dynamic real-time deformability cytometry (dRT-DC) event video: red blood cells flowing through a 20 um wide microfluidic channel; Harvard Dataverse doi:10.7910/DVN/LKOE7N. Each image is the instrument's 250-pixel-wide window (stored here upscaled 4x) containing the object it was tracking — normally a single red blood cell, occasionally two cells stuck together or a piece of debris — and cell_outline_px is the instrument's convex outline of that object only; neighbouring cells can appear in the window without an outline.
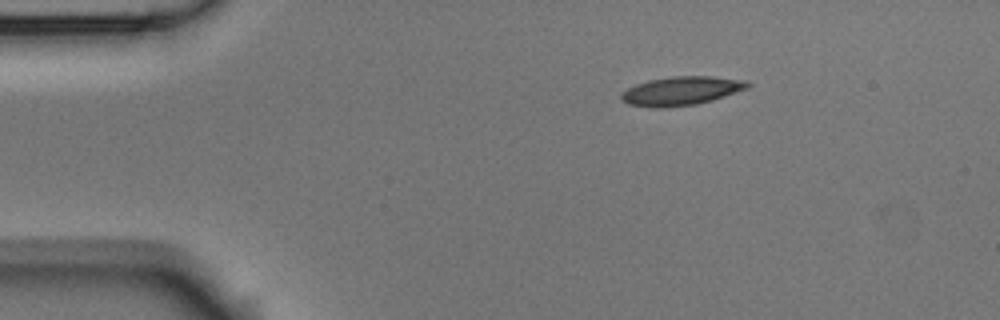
{"species": "Egyptian fruit bat (a non-hibernating species)", "species_latin": "Rousettus aegyptiacus", "temperature_condition": "room temperature", "stored_images_in_passage": 2, "camera_frame_rate_fps": 3000, "um_per_image_px": 0.085, "animal": {"sex": "male"}, "frame": {"image": 1, "passage_image": 1, "time_ms": 0.0, "image_size_px": [1000, 320], "cell_outline_px": [[752, 84], [748, 88], [712, 100], [696, 104], [664, 108], [652, 108], [628, 104], [620, 100], [620, 92], [636, 84], [648, 80], [672, 76], [712, 76], [748, 80]], "centroid_in_image_um": [57.89, 7.72], "position_along_channel_um": 27.1, "area_um2": 21.44}}